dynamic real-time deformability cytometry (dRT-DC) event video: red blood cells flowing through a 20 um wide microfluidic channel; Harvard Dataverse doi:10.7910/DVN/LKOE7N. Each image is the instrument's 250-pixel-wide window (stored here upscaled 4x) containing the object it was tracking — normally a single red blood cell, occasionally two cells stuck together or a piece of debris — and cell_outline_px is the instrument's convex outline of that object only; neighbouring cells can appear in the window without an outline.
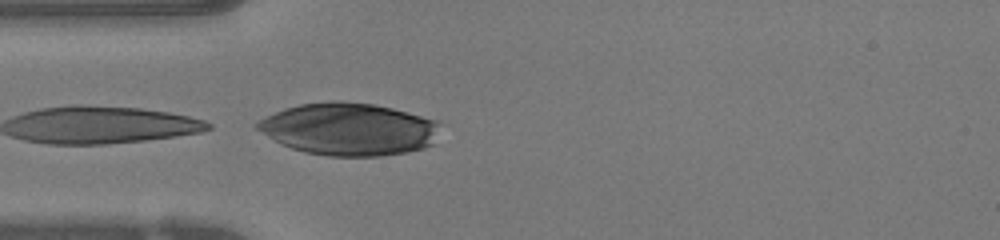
{"species": "human", "species_latin": "Homo sapiens", "temperature_condition": "warm", "stored_images_in_passage": 25, "camera_frame_rate_fps": 3000, "um_per_image_px": 0.085, "donor": {"sex": "female"}, "frame": {"image": 1, "passage_image": 4, "time_ms": 1.0, "image_size_px": [1000, 240], "cell_outline_px": [[440, 124], [432, 144], [424, 148], [408, 152], [380, 156], [328, 156], [304, 152], [280, 144], [252, 128], [252, 124], [284, 108], [300, 104], [332, 100], [340, 100], [372, 104], [392, 108], [436, 120]], "centroid_in_image_um": [29.6, 10.97], "position_along_channel_um": 55.4, "area_um2": 56.07}}